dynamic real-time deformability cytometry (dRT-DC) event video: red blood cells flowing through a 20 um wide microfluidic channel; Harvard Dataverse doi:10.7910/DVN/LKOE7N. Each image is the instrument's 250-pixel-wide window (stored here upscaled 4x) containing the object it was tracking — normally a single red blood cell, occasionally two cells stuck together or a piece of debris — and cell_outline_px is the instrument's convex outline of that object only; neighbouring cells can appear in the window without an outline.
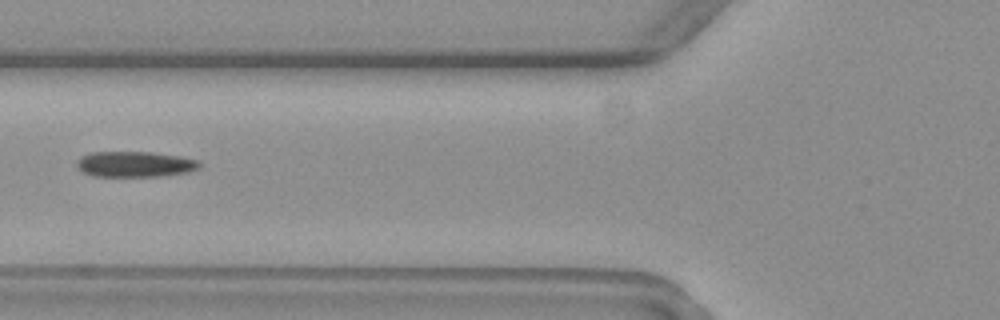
{"species": "common noctule bat (a hibernating species)", "species_latin": "Nyctalus noctula", "temperature_condition": "warm", "stored_images_in_passage": 6, "camera_frame_rate_fps": 3000, "um_per_image_px": 0.085, "animal": {"sex": "female", "body_mass_g": 19.3, "forearm_length_mm": 54.1}, "frame": {"image": 1, "passage_image": 6, "time_ms": 6.667, "image_size_px": [1000, 320], "cell_outline_px": [[200, 168], [188, 172], [160, 176], [92, 176], [84, 172], [76, 164], [76, 160], [80, 156], [92, 152], [152, 152], [180, 156], [200, 160]], "centroid_in_image_um": [11.49, 13.95], "position_along_channel_um": 114.3, "area_um2": 18.38}}